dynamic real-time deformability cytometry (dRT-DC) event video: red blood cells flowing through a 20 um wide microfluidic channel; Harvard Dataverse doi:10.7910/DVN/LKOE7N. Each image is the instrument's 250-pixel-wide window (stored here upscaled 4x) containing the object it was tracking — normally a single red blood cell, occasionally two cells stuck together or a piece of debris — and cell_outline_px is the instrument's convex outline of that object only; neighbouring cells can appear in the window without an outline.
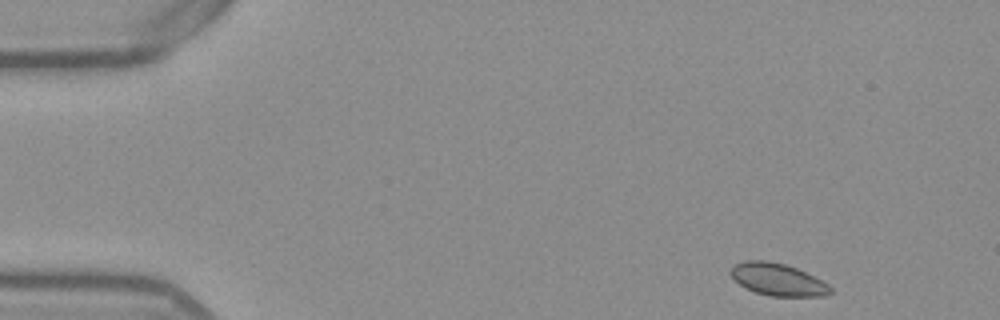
{"species": "Egyptian fruit bat (a non-hibernating species)", "species_latin": "Rousettus aegyptiacus", "temperature_condition": "warm", "stored_images_in_passage": 49, "camera_frame_rate_fps": 3000, "um_per_image_px": 0.085, "frame": {"image": 1, "passage_image": 1, "time_ms": 0.0, "image_size_px": [1000, 320], "cell_outline_px": [[832, 292], [828, 296], [768, 296], [756, 292], [740, 284], [728, 272], [736, 264], [744, 260], [768, 260], [784, 264], [796, 268], [828, 284], [832, 288]], "centroid_in_image_um": [66.12, 23.76], "position_along_channel_um": 18.9, "area_um2": 18.55}}
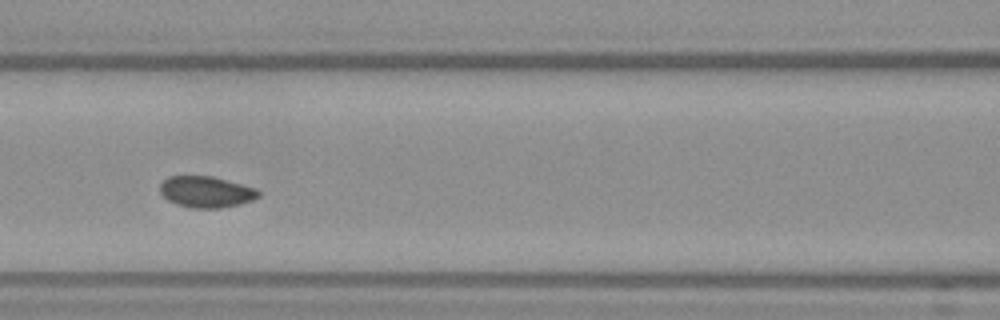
{"frame": {"image": 2, "passage_image": 19, "time_ms": 6.0, "image_size_px": [1000, 320], "cell_outline_px": [[260, 196], [252, 200], [240, 204], [220, 208], [192, 208], [176, 204], [168, 200], [160, 192], [160, 184], [168, 176], [212, 176], [256, 188], [260, 192]], "centroid_in_image_um": [17.52, 16.31], "position_along_channel_um": 149.1, "area_um2": 17.92}}
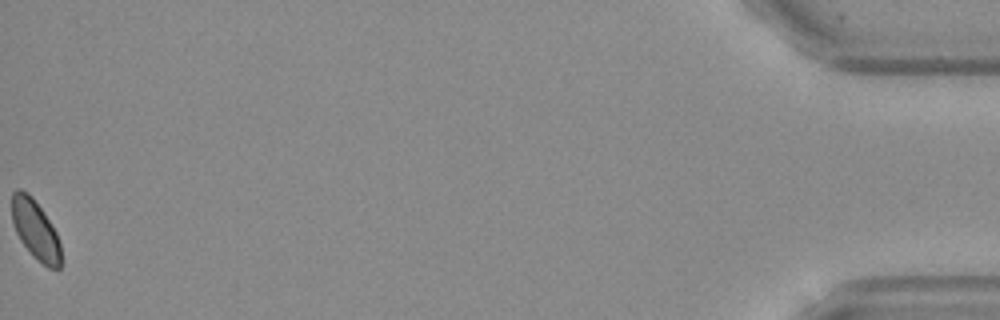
{"frame": {"image": 3, "passage_image": 49, "time_ms": 16.0, "image_size_px": [1000, 320], "cell_outline_px": [[60, 268], [48, 268], [32, 256], [20, 240], [12, 224], [12, 192], [16, 188], [20, 188], [28, 192], [32, 196], [44, 212], [56, 232], [60, 244]], "centroid_in_image_um": [2.98, 19.5], "position_along_channel_um": 432.2, "area_um2": 17.11}}